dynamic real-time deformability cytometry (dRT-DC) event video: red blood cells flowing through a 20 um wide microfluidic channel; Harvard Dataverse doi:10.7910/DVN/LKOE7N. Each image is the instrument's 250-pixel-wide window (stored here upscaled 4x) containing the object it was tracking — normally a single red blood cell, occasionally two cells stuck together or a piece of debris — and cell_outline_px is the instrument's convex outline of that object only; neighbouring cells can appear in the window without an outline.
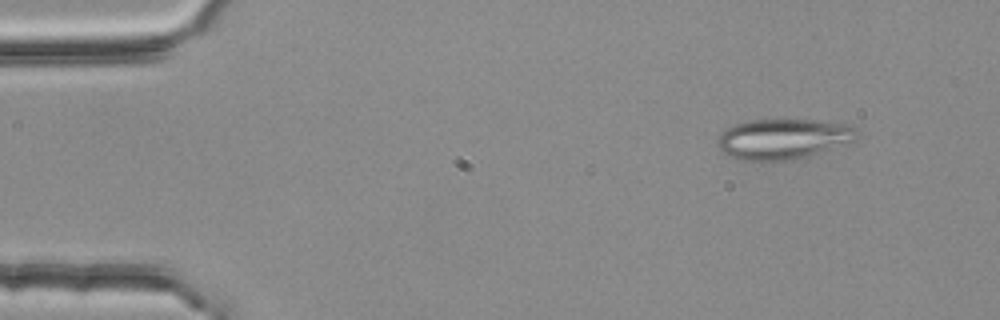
{"species": "common noctule bat (a hibernating species)", "species_latin": "Nyctalus noctula", "temperature_condition": "room temperature", "stored_images_in_passage": 4, "camera_frame_rate_fps": 3000, "um_per_image_px": 0.085, "animal": {"sex": "female", "body_mass_g": 25.1}, "frame": {"image": 1, "passage_image": 2, "time_ms": 0.333, "image_size_px": [1000, 320], "cell_outline_px": [[856, 140], [804, 156], [788, 160], [740, 160], [724, 152], [720, 148], [716, 140], [728, 128], [736, 124], [748, 120], [812, 120], [844, 124], [856, 128]], "centroid_in_image_um": [66.54, 11.79], "position_along_channel_um": 18.5, "area_um2": 31.79}}